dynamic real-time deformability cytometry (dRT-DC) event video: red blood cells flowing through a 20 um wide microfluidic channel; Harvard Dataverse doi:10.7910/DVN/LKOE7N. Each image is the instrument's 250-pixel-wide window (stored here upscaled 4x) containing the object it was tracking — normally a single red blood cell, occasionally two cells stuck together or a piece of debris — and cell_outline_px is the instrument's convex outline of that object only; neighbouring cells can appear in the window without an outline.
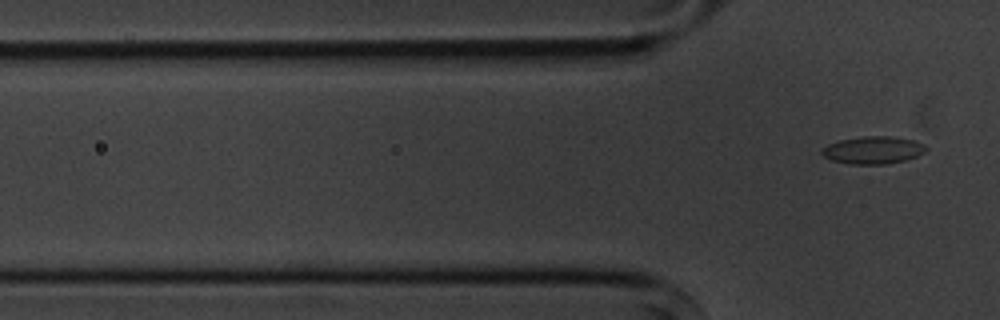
{"species": "common noctule bat (a hibernating species)", "species_latin": "Nyctalus noctula", "temperature_condition": "cold", "stored_images_in_passage": 7, "camera_frame_rate_fps": 3000, "um_per_image_px": 0.085, "animal": {"sex": "male", "body_mass_g": 20.1, "forearm_length_mm": 53.5}, "frame": {"image": 1, "passage_image": 7, "time_ms": 7.0, "image_size_px": [1000, 320], "cell_outline_px": [[928, 148], [924, 152], [916, 156], [904, 160], [884, 164], [852, 164], [832, 160], [824, 156], [820, 152], [820, 148], [828, 144], [840, 140], [864, 136], [888, 136], [912, 140], [924, 144]], "centroid_in_image_um": [74.18, 12.75], "position_along_channel_um": 51.6, "area_um2": 16.53}}